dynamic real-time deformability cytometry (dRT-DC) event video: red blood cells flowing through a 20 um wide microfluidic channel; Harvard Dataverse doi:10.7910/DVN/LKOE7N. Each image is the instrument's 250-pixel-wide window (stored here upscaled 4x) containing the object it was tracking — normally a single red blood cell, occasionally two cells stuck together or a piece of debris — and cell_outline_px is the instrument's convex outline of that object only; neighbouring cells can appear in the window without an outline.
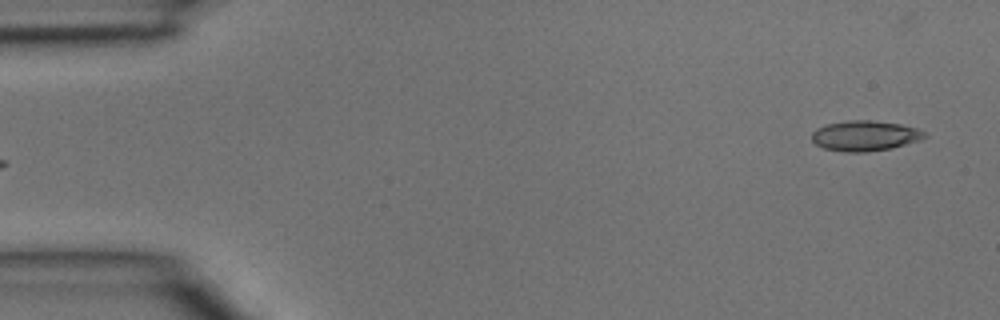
{"species": "common noctule bat (a hibernating species)", "species_latin": "Nyctalus noctula", "temperature_condition": "room temperature", "stored_images_in_passage": 4, "camera_frame_rate_fps": 3000, "um_per_image_px": 0.085, "animal": {"sex": "male", "body_mass_g": 15.6}, "frame": {"image": 1, "passage_image": 4, "time_ms": 1.0, "image_size_px": [1000, 320], "cell_outline_px": [[928, 136], [920, 140], [892, 148], [864, 152], [848, 152], [824, 148], [816, 144], [812, 140], [812, 132], [816, 128], [828, 124], [848, 120], [872, 120], [900, 124], [916, 128], [924, 132]], "centroid_in_image_um": [73.52, 11.53], "position_along_channel_um": 11.5, "area_um2": 19.83}}